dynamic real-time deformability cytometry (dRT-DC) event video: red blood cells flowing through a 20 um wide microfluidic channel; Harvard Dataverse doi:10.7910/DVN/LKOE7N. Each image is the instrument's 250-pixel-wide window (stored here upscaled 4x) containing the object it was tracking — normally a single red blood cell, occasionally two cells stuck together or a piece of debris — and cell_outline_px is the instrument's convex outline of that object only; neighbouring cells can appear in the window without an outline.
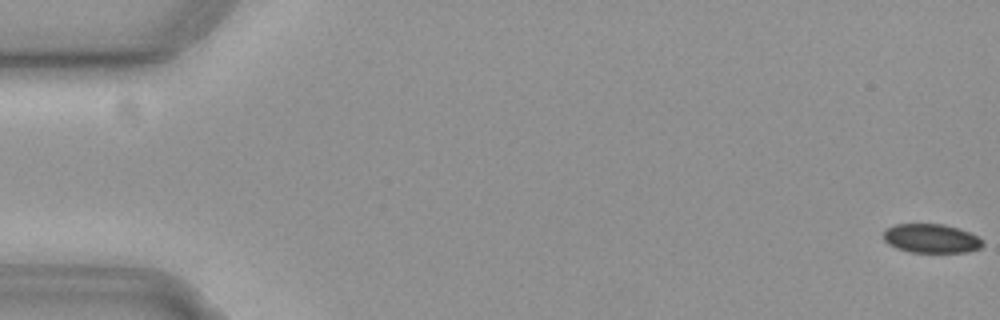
{"species": "common noctule bat (a hibernating species)", "species_latin": "Nyctalus noctula", "temperature_condition": "cold", "stored_images_in_passage": 58, "camera_frame_rate_fps": 3000, "um_per_image_px": 0.085, "animal": {"sex": "female", "body_mass_g": 19.3, "forearm_length_mm": 54.1}, "frame": {"image": 1, "passage_image": 1, "time_ms": 0.0, "image_size_px": [1000, 320], "cell_outline_px": [[984, 244], [980, 248], [968, 252], [908, 252], [896, 248], [888, 244], [884, 240], [884, 228], [896, 224], [944, 224], [960, 228], [984, 240]], "centroid_in_image_um": [79.15, 20.27], "position_along_channel_um": 5.9, "area_um2": 16.94}}
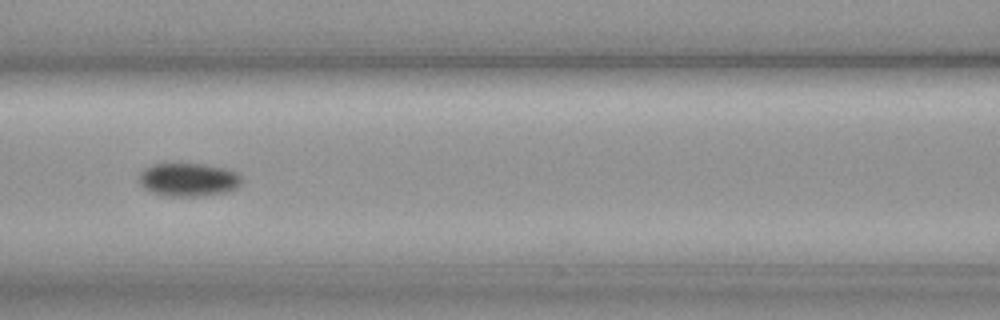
{"frame": {"image": 2, "passage_image": 26, "time_ms": 8.333, "image_size_px": [1000, 320], "cell_outline_px": [[240, 184], [236, 188], [228, 192], [200, 196], [168, 196], [152, 192], [144, 188], [140, 184], [140, 172], [144, 168], [152, 164], [204, 164], [224, 168], [236, 172], [240, 176]], "centroid_in_image_um": [16.01, 15.27], "position_along_channel_um": 150.6, "area_um2": 19.83}}
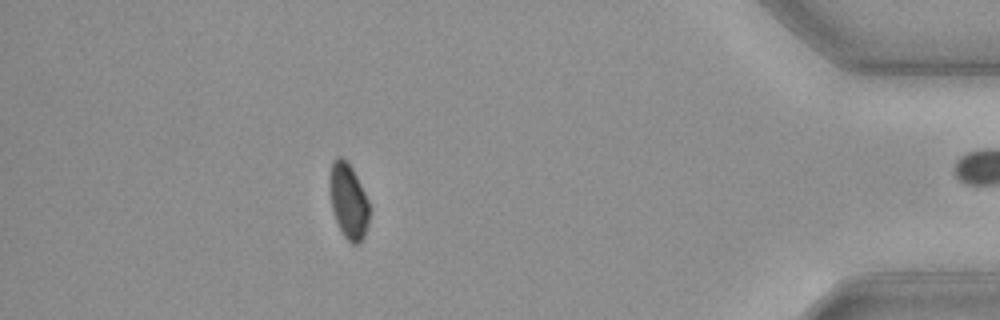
{"frame": {"image": 3, "passage_image": 51, "time_ms": 16.667, "image_size_px": [1000, 320], "cell_outline_px": [[368, 224], [364, 236], [360, 244], [352, 244], [344, 236], [336, 220], [332, 208], [328, 180], [332, 160], [336, 156], [340, 156], [352, 168], [368, 200]], "centroid_in_image_um": [29.59, 17.08], "position_along_channel_um": 405.6, "area_um2": 17.22}, "authors_computed_cell_mechanics": {"area_um2": 18.6116, "velocity_mm_per_s": 3.6989, "shape_relaxation_time_tau1_ms": 2.3926, "shape_relaxation_time_tau2_ms": null, "deformation_change_tau1": 0.0654, "deformation_change_tau2": null}}